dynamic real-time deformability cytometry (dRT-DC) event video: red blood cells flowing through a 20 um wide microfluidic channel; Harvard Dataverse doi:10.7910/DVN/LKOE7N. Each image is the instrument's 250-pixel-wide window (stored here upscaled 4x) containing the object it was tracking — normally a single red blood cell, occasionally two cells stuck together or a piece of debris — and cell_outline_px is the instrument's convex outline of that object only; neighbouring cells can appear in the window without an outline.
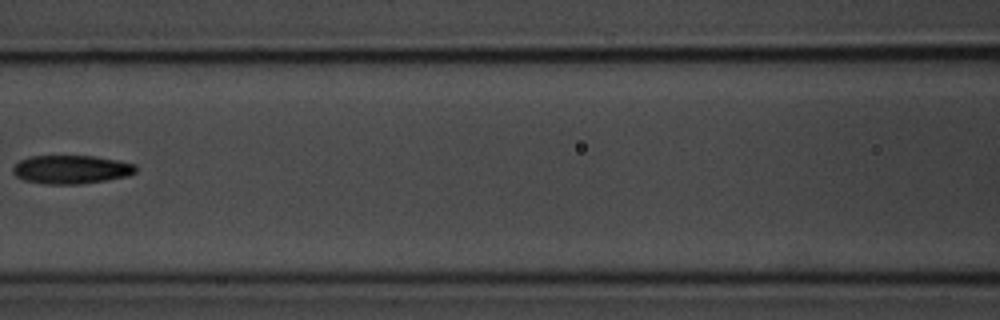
{"species": "common noctule bat (a hibernating species)", "species_latin": "Nyctalus noctula", "temperature_condition": "room temperature", "stored_images_in_passage": 4, "camera_frame_rate_fps": 3000, "um_per_image_px": 0.085, "animal": {"sex": "male", "body_mass_g": 20.1, "forearm_length_mm": 53.5}, "frame": {"image": 1, "passage_image": 3, "time_ms": 2.333, "image_size_px": [1000, 320], "cell_outline_px": [[136, 172], [128, 176], [80, 184], [48, 184], [24, 180], [16, 176], [12, 172], [12, 168], [20, 160], [28, 156], [96, 156], [136, 164]], "centroid_in_image_um": [6.05, 14.4], "position_along_channel_um": 160.6, "area_um2": 20.4}}
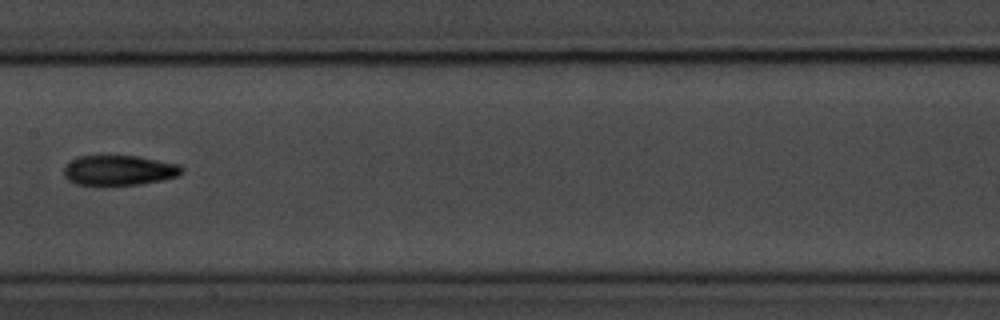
{"frame": {"image": 2, "passage_image": 4, "time_ms": 3.333, "image_size_px": [1000, 320], "cell_outline_px": [[184, 172], [180, 176], [140, 184], [76, 184], [68, 180], [64, 176], [64, 164], [80, 156], [136, 156], [180, 164], [184, 168]], "centroid_in_image_um": [10.15, 14.46], "position_along_channel_um": 197.2, "area_um2": 20.52}}